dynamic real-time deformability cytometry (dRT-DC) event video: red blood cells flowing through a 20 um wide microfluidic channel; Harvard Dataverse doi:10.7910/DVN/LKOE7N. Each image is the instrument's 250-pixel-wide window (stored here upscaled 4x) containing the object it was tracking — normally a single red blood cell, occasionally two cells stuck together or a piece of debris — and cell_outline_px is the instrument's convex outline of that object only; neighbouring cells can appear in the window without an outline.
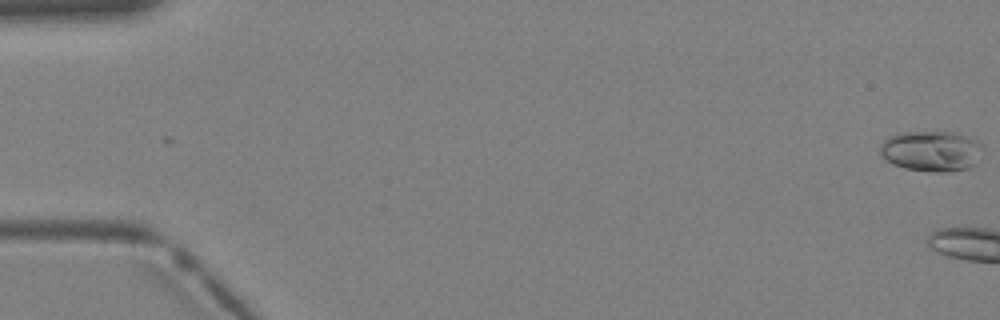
{"species": "Egyptian fruit bat (a non-hibernating species)", "species_latin": "Rousettus aegyptiacus", "temperature_condition": "warm", "stored_images_in_passage": 5, "camera_frame_rate_fps": 3000, "um_per_image_px": 0.085, "animal": {"sex": "female"}, "frame": {"image": 1, "passage_image": 1, "time_ms": 0.0, "image_size_px": [1000, 320], "cell_outline_px": [[984, 144], [976, 164], [968, 168], [944, 172], [932, 172], [904, 168], [892, 164], [880, 152], [880, 144], [888, 136], [896, 132], [960, 132]], "centroid_in_image_um": [79.18, 12.82], "position_along_channel_um": 5.8, "area_um2": 24.57}}